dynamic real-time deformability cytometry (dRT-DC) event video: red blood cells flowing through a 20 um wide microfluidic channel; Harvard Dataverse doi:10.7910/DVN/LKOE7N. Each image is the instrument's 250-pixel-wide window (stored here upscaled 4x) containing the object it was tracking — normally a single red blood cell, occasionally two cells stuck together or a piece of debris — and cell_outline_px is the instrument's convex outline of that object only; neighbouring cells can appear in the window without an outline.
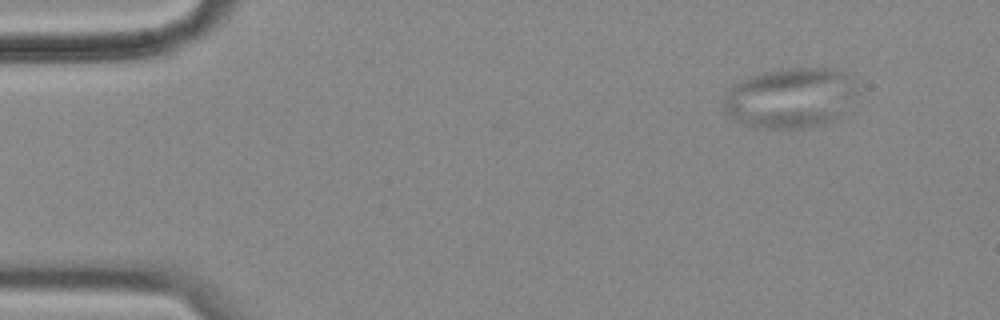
{"species": "common noctule bat (a hibernating species)", "species_latin": "Nyctalus noctula", "temperature_condition": "cold", "stored_images_in_passage": 58, "camera_frame_rate_fps": 3000, "um_per_image_px": 0.085, "animal": {"sex": "female", "body_mass_g": 18.4}, "frame": {"image": 1, "passage_image": 6, "time_ms": 1.667, "image_size_px": [1000, 320], "cell_outline_px": [[856, 92], [836, 120], [824, 124], [800, 128], [752, 128], [736, 120], [724, 108], [724, 96], [736, 84], [748, 76], [764, 72], [788, 68], [828, 68], [852, 76], [856, 84]], "centroid_in_image_um": [67.18, 8.32], "position_along_channel_um": 17.8, "area_um2": 46.47}}
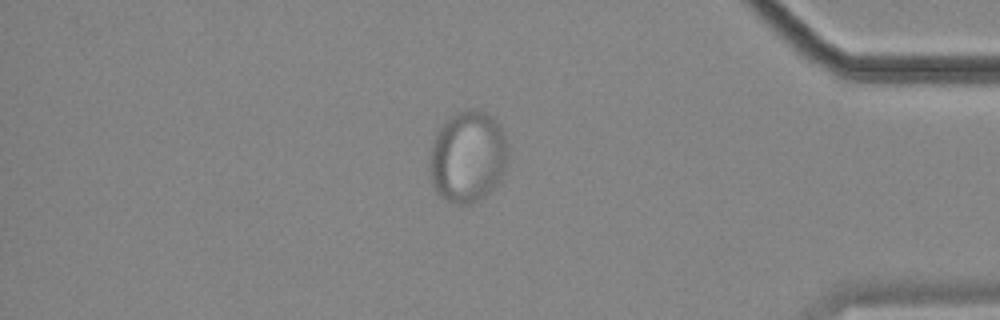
{"frame": {"image": 2, "passage_image": 50, "time_ms": 16.333, "image_size_px": [1000, 320], "cell_outline_px": [[508, 160], [504, 172], [500, 180], [484, 196], [468, 204], [456, 204], [440, 196], [436, 192], [432, 184], [432, 144], [440, 128], [456, 112], [472, 108], [484, 112], [492, 116], [500, 124], [504, 132], [508, 148]], "centroid_in_image_um": [39.82, 13.3], "position_along_channel_um": 395.4, "area_um2": 41.33}}
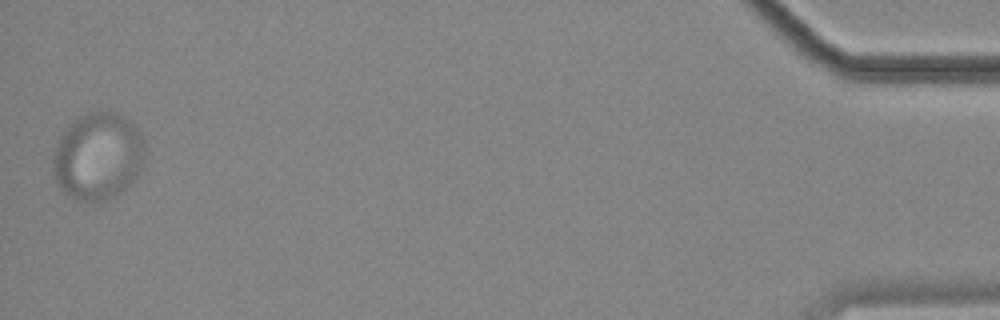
{"frame": {"image": 3, "passage_image": 58, "time_ms": 19.0, "image_size_px": [1000, 320], "cell_outline_px": [[144, 168], [136, 180], [112, 196], [104, 200], [72, 200], [56, 184], [52, 176], [52, 156], [56, 140], [68, 124], [80, 116], [92, 112], [116, 112], [128, 120], [140, 132], [144, 140]], "centroid_in_image_um": [8.29, 13.29], "position_along_channel_um": 426.9, "area_um2": 47.4}}